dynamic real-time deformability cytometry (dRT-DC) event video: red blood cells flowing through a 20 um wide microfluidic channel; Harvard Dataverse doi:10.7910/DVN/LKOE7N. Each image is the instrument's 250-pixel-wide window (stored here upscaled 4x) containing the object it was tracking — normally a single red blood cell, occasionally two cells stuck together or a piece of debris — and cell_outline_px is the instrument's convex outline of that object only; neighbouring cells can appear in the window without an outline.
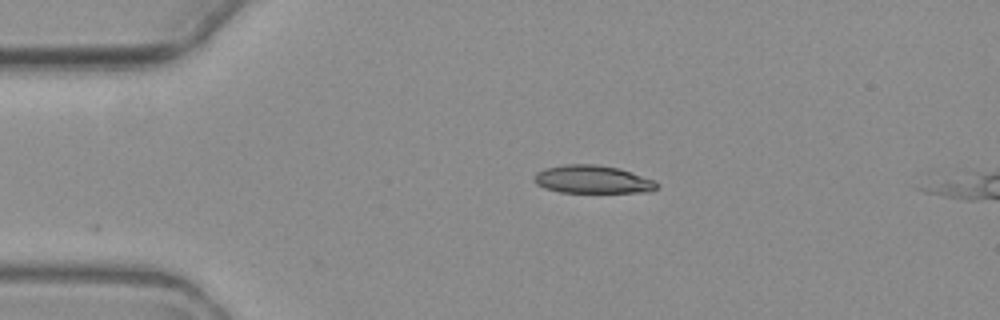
{"species": "common noctule bat (a hibernating species)", "species_latin": "Nyctalus noctula", "temperature_condition": "warm", "stored_images_in_passage": 2, "camera_frame_rate_fps": 3000, "um_per_image_px": 0.085, "animal": {"sex": "female", "body_mass_g": 19.3, "forearm_length_mm": 54.1}, "frame": {"image": 1, "passage_image": 1, "time_ms": 0.0, "image_size_px": [1000, 320], "cell_outline_px": [[660, 184], [652, 192], [560, 192], [544, 188], [536, 184], [532, 180], [532, 176], [536, 172], [544, 168], [564, 164], [592, 164], [616, 168], [652, 180]], "centroid_in_image_um": [50.27, 15.26], "position_along_channel_um": 34.7, "area_um2": 19.88}}